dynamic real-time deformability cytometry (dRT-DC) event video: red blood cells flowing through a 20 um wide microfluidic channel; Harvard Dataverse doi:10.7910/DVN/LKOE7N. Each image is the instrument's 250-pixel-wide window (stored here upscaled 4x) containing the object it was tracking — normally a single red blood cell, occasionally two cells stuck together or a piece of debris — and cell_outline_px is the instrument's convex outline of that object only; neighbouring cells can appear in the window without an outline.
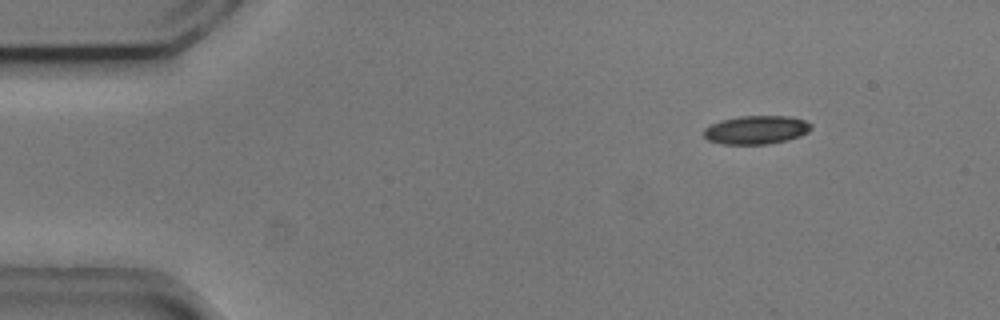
{"species": "common noctule bat (a hibernating species)", "species_latin": "Nyctalus noctula", "temperature_condition": "cold", "stored_images_in_passage": 10, "camera_frame_rate_fps": 3000, "um_per_image_px": 0.085, "animal": {"sex": "male", "body_mass_g": 20.5, "forearm_length_mm": 52.5}, "frame": {"image": 1, "passage_image": 3, "time_ms": 0.667, "image_size_px": [1000, 320], "cell_outline_px": [[812, 128], [808, 132], [800, 136], [788, 140], [768, 144], [720, 144], [708, 140], [704, 136], [704, 128], [720, 120], [740, 116], [788, 116], [804, 120], [812, 124]], "centroid_in_image_um": [64.28, 11.04], "position_along_channel_um": 20.7, "area_um2": 17.92}}